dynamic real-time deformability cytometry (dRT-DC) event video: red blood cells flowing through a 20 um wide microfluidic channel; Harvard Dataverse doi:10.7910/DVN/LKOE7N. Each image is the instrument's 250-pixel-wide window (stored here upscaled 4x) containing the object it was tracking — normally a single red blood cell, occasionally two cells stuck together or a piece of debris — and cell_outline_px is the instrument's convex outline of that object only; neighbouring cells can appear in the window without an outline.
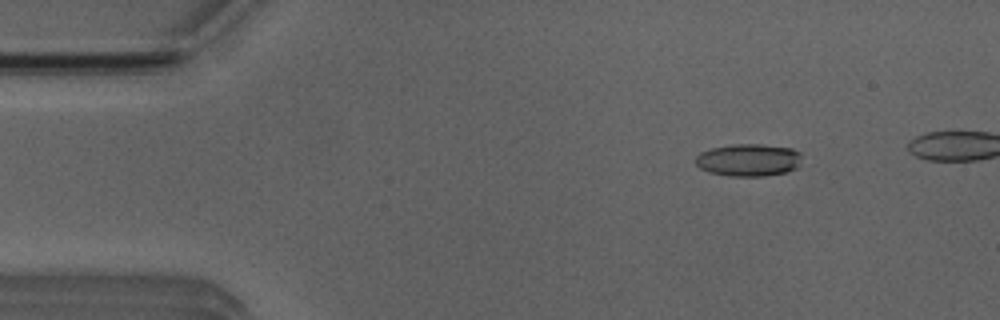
{"species": "Egyptian fruit bat (a non-hibernating species)", "species_latin": "Rousettus aegyptiacus", "temperature_condition": "room temperature", "stored_images_in_passage": 4, "camera_frame_rate_fps": 3000, "um_per_image_px": 0.085, "animal": {"sex": "male"}, "frame": {"image": 1, "passage_image": 1, "time_ms": 0.0, "image_size_px": [1000, 320], "cell_outline_px": [[800, 168], [788, 172], [764, 176], [728, 176], [708, 172], [700, 168], [696, 164], [696, 156], [700, 152], [712, 148], [732, 144], [760, 144], [792, 148], [800, 152]], "centroid_in_image_um": [63.65, 13.61], "position_along_channel_um": 21.3, "area_um2": 20.35}}